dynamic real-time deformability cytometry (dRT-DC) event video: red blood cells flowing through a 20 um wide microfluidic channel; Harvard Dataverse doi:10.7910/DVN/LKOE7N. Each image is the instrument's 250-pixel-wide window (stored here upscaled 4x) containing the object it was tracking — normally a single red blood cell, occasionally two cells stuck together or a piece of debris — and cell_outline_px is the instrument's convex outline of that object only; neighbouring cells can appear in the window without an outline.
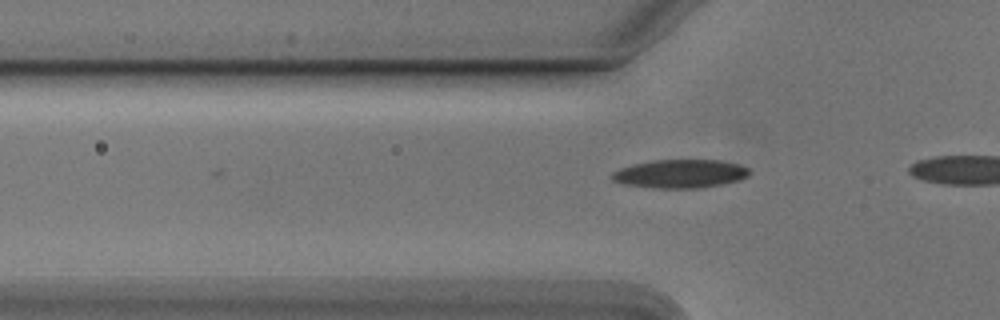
{"species": "Egyptian fruit bat (a non-hibernating species)", "species_latin": "Rousettus aegyptiacus", "temperature_condition": "cold", "stored_images_in_passage": 5, "camera_frame_rate_fps": 3000, "um_per_image_px": 0.085, "animal": {"sex": "male"}, "frame": {"image": 1, "passage_image": 5, "time_ms": 1.333, "image_size_px": [1000, 320], "cell_outline_px": [[748, 176], [740, 180], [724, 184], [704, 188], [652, 188], [624, 184], [612, 180], [612, 172], [620, 168], [632, 164], [652, 160], [720, 160], [740, 164], [748, 168]], "centroid_in_image_um": [57.82, 14.77], "position_along_channel_um": 68.0, "area_um2": 23.0}}